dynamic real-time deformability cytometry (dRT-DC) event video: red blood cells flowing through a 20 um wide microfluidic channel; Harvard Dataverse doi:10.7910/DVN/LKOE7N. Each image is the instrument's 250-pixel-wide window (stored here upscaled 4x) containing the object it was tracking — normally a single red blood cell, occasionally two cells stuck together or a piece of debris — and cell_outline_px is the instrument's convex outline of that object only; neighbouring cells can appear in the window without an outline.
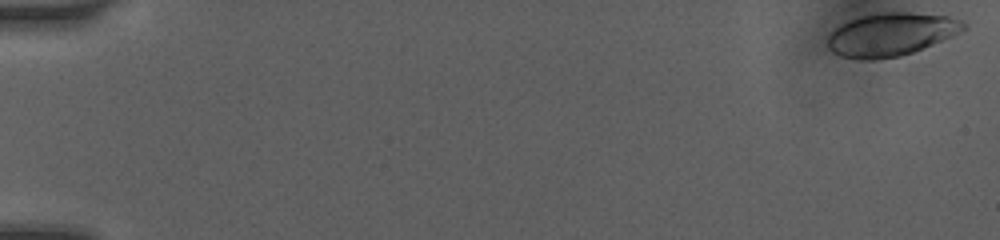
{"species": "human", "species_latin": "Homo sapiens", "temperature_condition": "room temperature", "stored_images_in_passage": 16, "camera_frame_rate_fps": 3000, "um_per_image_px": 0.085, "donor": {"sex": "female"}, "frame": {"image": 1, "passage_image": 1, "time_ms": 0.0, "image_size_px": [1000, 240], "cell_outline_px": [[968, 28], [952, 36], [912, 52], [900, 56], [872, 60], [860, 60], [840, 56], [832, 52], [828, 48], [828, 36], [836, 28], [860, 16], [880, 12], [912, 12], [948, 16], [964, 20]], "centroid_in_image_um": [75.76, 2.92], "position_along_channel_um": 9.2, "area_um2": 34.1}}
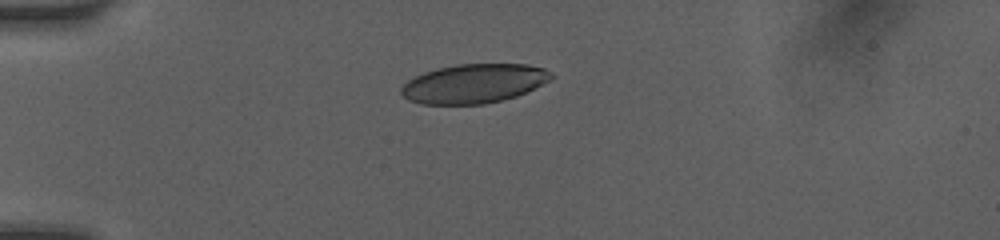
{"frame": {"image": 2, "passage_image": 12, "time_ms": 4.333, "image_size_px": [1000, 240], "cell_outline_px": [[552, 76], [548, 80], [516, 96], [484, 104], [420, 104], [408, 100], [400, 92], [400, 88], [408, 80], [424, 72], [436, 68], [456, 64], [528, 64], [544, 68], [552, 72]], "centroid_in_image_um": [40.23, 7.09], "position_along_channel_um": 44.8, "area_um2": 33.99}}
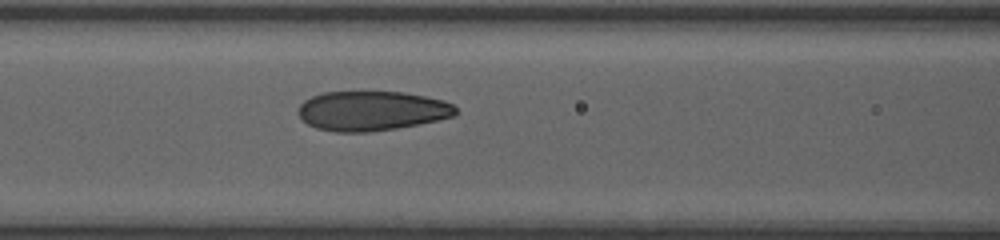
{"frame": {"image": 3, "passage_image": 16, "time_ms": 7.333, "image_size_px": [1000, 240], "cell_outline_px": [[456, 116], [396, 128], [368, 132], [336, 132], [316, 128], [308, 124], [296, 112], [300, 104], [304, 100], [312, 96], [324, 92], [404, 92], [444, 100], [452, 104], [456, 108]], "centroid_in_image_um": [31.58, 9.42], "position_along_channel_um": 135.0, "area_um2": 36.24}}